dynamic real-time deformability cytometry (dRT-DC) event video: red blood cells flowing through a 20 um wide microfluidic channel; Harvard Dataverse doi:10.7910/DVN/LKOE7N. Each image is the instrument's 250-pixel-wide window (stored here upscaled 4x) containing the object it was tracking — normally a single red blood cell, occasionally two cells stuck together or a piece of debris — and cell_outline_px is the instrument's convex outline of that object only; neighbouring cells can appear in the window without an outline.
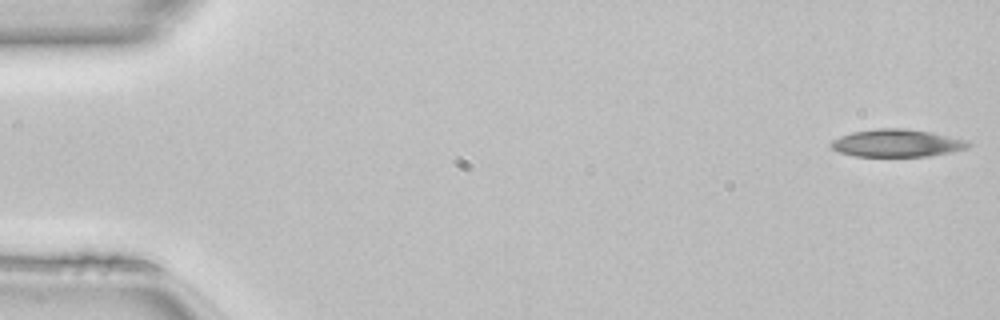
{"species": "common noctule bat (a hibernating species)", "species_latin": "Nyctalus noctula", "temperature_condition": "room temperature", "stored_images_in_passage": 49, "camera_frame_rate_fps": 3000, "um_per_image_px": 0.085, "animal": {"sex": "female", "body_mass_g": 22.7, "forearm_length_mm": 54.2}, "frame": {"image": 1, "passage_image": 1, "time_ms": 0.0, "image_size_px": [1000, 320], "cell_outline_px": [[972, 144], [968, 148], [928, 156], [852, 156], [840, 152], [832, 148], [828, 144], [832, 140], [840, 136], [852, 132], [876, 128], [904, 128], [928, 132], [968, 140]], "centroid_in_image_um": [76.2, 12.16], "position_along_channel_um": 8.8, "area_um2": 21.96}}
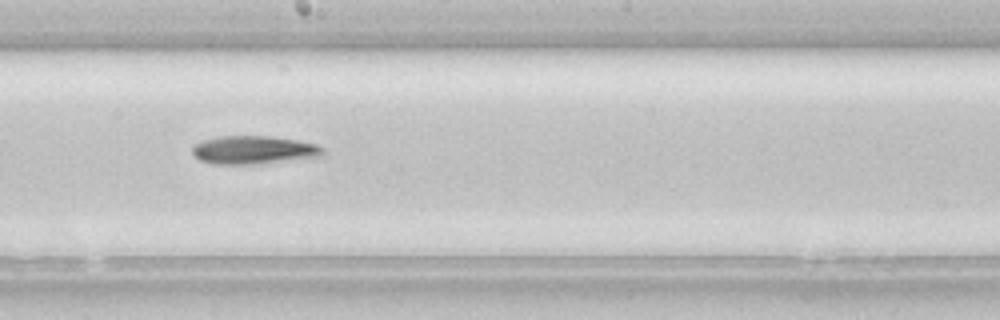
{"frame": {"image": 2, "passage_image": 27, "time_ms": 8.667, "image_size_px": [1000, 320], "cell_outline_px": [[324, 152], [320, 156], [248, 164], [212, 164], [200, 160], [192, 152], [192, 148], [196, 144], [204, 140], [220, 136], [268, 136], [296, 140], [316, 144], [324, 148]], "centroid_in_image_um": [21.53, 12.73], "position_along_channel_um": 226.7, "area_um2": 20.98}}
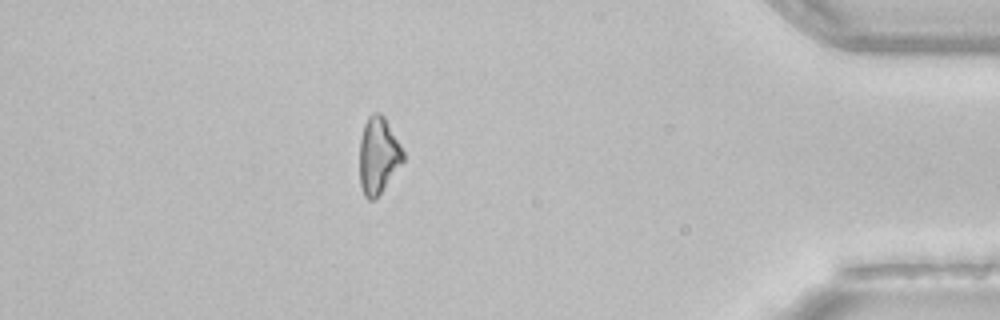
{"frame": {"image": 3, "passage_image": 43, "time_ms": 14.0, "image_size_px": [1000, 320], "cell_outline_px": [[404, 160], [380, 192], [372, 200], [368, 200], [364, 196], [360, 184], [360, 140], [364, 124], [368, 116], [372, 112], [380, 112], [384, 116], [400, 144], [404, 152]], "centroid_in_image_um": [32.14, 13.17], "position_along_channel_um": 403.1, "area_um2": 19.19}, "authors_computed_cell_mechanics": {"area_um2": 21.1548, "velocity_mm_per_s": 4.1474, "shape_relaxation_time_tau1_ms": 7.5828, "shape_relaxation_time_tau2_ms": null, "deformation_change_tau1": 0.1847, "deformation_change_tau2": null}}